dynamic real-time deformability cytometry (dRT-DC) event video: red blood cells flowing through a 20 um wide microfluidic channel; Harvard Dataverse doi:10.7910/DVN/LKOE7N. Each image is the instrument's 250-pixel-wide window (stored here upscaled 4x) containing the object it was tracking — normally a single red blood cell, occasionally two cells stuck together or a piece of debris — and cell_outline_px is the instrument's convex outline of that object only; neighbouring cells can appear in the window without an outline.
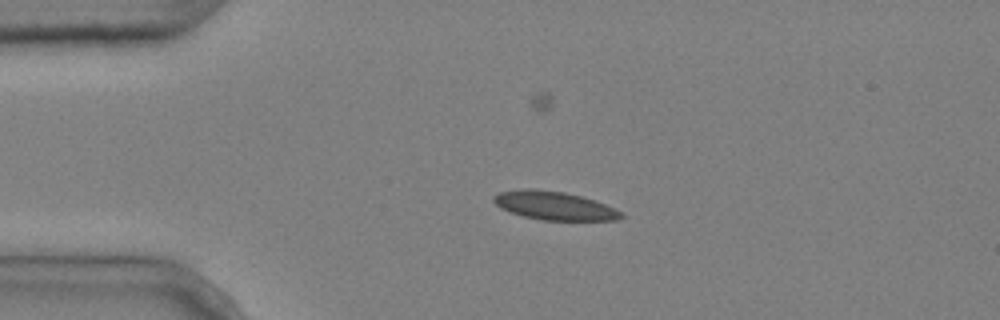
{"species": "common noctule bat (a hibernating species)", "species_latin": "Nyctalus noctula", "temperature_condition": "cold", "stored_images_in_passage": 5, "camera_frame_rate_fps": 3000, "um_per_image_px": 0.085, "animal": {"sex": "male", "body_mass_g": 20.4}, "frame": {"image": 1, "passage_image": 4, "time_ms": 1.0, "image_size_px": [1000, 320], "cell_outline_px": [[624, 216], [620, 220], [544, 220], [524, 216], [500, 208], [492, 200], [492, 196], [500, 192], [528, 188], [532, 188], [564, 192], [580, 196], [604, 204], [620, 212]], "centroid_in_image_um": [47.08, 17.48], "position_along_channel_um": 37.9, "area_um2": 20.81}}